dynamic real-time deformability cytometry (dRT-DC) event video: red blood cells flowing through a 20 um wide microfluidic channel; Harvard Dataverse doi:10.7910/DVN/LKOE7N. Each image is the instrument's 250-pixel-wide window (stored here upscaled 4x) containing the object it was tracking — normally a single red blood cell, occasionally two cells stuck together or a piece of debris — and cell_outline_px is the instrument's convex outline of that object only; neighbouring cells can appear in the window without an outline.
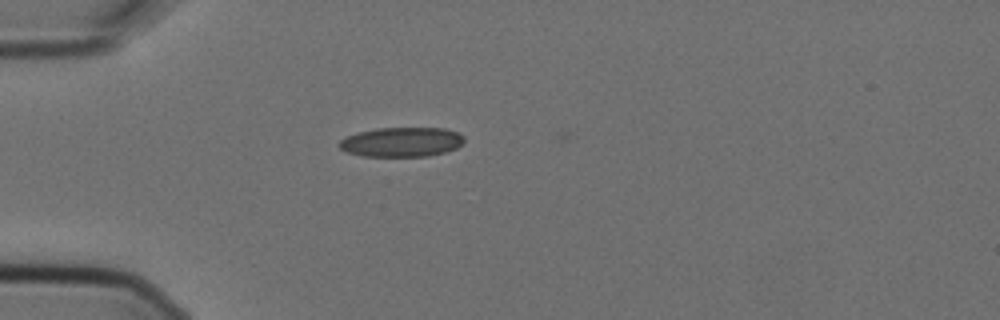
{"species": "Egyptian fruit bat (a non-hibernating species)", "species_latin": "Rousettus aegyptiacus", "temperature_condition": "cold", "stored_images_in_passage": 4, "camera_frame_rate_fps": 3000, "um_per_image_px": 0.085, "animal": {"sex": "female"}, "frame": {"image": 1, "passage_image": 4, "time_ms": 1.0, "image_size_px": [1000, 320], "cell_outline_px": [[464, 140], [456, 148], [444, 152], [428, 156], [364, 156], [348, 152], [340, 148], [336, 144], [344, 136], [376, 128], [444, 128], [456, 132], [464, 136]], "centroid_in_image_um": [34.1, 12.06], "position_along_channel_um": 50.9, "area_um2": 21.44}}